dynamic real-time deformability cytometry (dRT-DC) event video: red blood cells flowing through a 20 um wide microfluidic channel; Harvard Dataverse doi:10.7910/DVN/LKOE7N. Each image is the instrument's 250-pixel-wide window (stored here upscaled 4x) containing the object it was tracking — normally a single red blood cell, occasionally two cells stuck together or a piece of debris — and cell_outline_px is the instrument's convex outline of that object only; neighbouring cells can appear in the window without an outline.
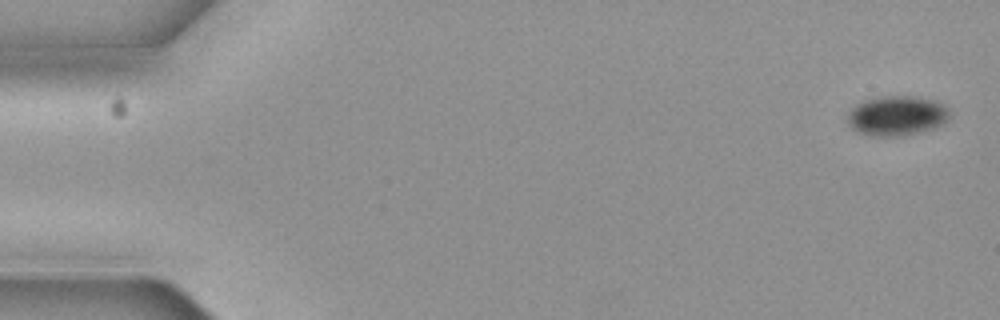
{"species": "common noctule bat (a hibernating species)", "species_latin": "Nyctalus noctula", "temperature_condition": "cold", "stored_images_in_passage": 12, "camera_frame_rate_fps": 3000, "um_per_image_px": 0.085, "animal": {"sex": "female", "body_mass_g": 19.3, "forearm_length_mm": 54.1}, "frame": {"image": 1, "passage_image": 1, "time_ms": 0.0, "image_size_px": [1000, 320], "cell_outline_px": [[948, 116], [940, 124], [932, 128], [900, 136], [872, 136], [856, 132], [848, 124], [848, 112], [856, 104], [864, 100], [880, 96], [916, 96], [932, 100], [944, 104], [948, 108]], "centroid_in_image_um": [76.16, 9.82], "position_along_channel_um": 8.8, "area_um2": 23.47}}
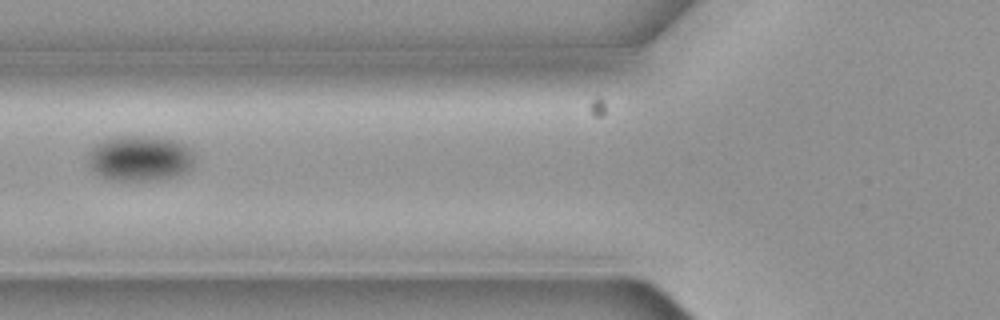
{"frame": {"image": 2, "passage_image": 6, "time_ms": 1.667, "image_size_px": [1000, 320], "cell_outline_px": [[196, 156], [192, 168], [188, 172], [180, 176], [156, 180], [108, 180], [100, 176], [92, 168], [88, 160], [88, 156], [92, 148], [96, 144], [104, 140], [116, 136], [156, 136], [176, 140], [188, 144], [196, 152]], "centroid_in_image_um": [12.01, 13.45], "position_along_channel_um": 113.8, "area_um2": 29.02}}
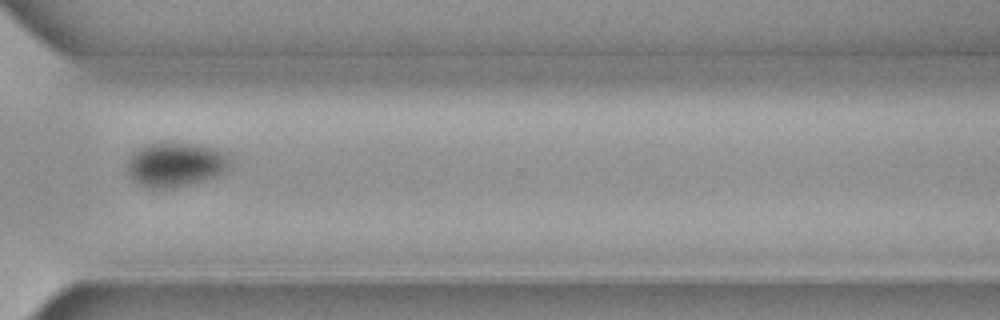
{"frame": {"image": 3, "passage_image": 12, "time_ms": 3.667, "image_size_px": [1000, 320], "cell_outline_px": [[228, 168], [224, 172], [216, 176], [172, 188], [152, 188], [136, 180], [128, 172], [128, 156], [132, 152], [144, 144], [160, 140], [172, 140], [216, 148], [224, 152], [228, 156]], "centroid_in_image_um": [14.9, 13.9], "position_along_channel_um": 355.7, "area_um2": 26.7}}